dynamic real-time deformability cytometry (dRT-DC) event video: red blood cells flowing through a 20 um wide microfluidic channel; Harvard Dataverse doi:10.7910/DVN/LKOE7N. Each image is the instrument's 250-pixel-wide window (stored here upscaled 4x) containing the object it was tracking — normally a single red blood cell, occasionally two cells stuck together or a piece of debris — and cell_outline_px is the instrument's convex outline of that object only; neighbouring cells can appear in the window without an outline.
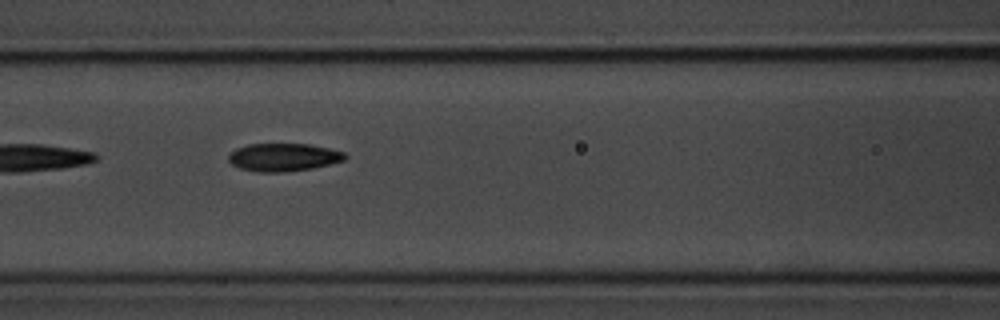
{"species": "common noctule bat (a hibernating species)", "species_latin": "Nyctalus noctula", "temperature_condition": "room temperature", "stored_images_in_passage": 6, "camera_frame_rate_fps": 3000, "um_per_image_px": 0.085, "animal": {"sex": "male", "body_mass_g": 20.1, "forearm_length_mm": 53.5}, "frame": {"image": 1, "passage_image": 3, "time_ms": 2.333, "image_size_px": [1000, 320], "cell_outline_px": [[348, 156], [344, 160], [312, 168], [280, 172], [260, 172], [240, 168], [232, 164], [228, 160], [228, 156], [236, 148], [248, 144], [308, 144], [328, 148], [344, 152]], "centroid_in_image_um": [24.08, 13.36], "position_along_channel_um": 142.5, "area_um2": 18.73}}
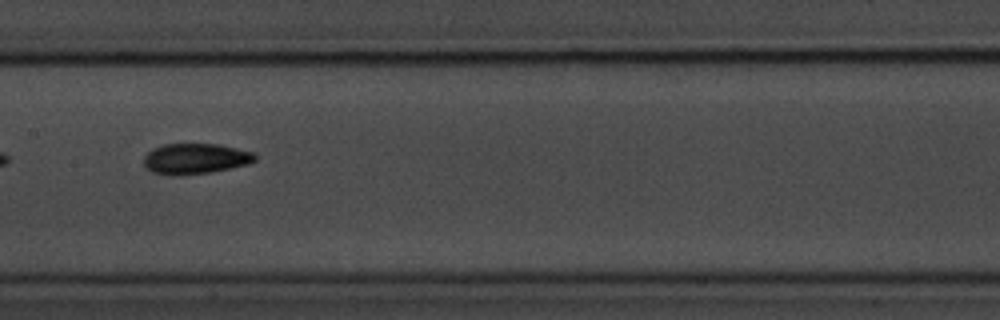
{"frame": {"image": 2, "passage_image": 4, "time_ms": 3.667, "image_size_px": [1000, 320], "cell_outline_px": [[256, 160], [248, 164], [212, 172], [176, 176], [168, 176], [152, 172], [144, 164], [144, 156], [152, 148], [164, 144], [216, 144], [236, 148], [252, 152], [256, 156]], "centroid_in_image_um": [16.57, 13.5], "position_along_channel_um": 190.8, "area_um2": 19.88}}